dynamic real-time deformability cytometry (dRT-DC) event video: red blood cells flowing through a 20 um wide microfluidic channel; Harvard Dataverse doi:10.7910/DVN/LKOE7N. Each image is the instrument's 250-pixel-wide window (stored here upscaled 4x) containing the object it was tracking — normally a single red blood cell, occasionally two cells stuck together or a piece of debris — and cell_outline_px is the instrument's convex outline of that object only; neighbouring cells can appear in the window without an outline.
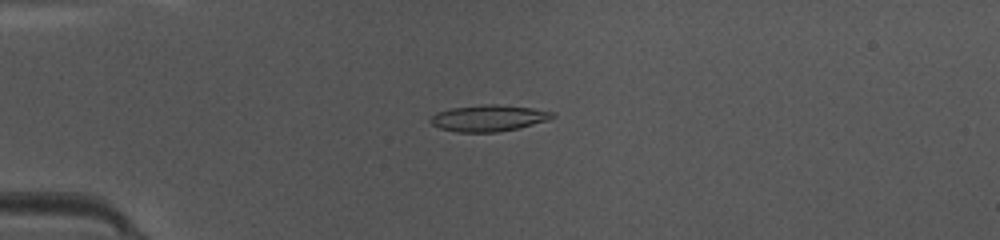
{"species": "common noctule bat (a hibernating species)", "species_latin": "Nyctalus noctula", "temperature_condition": "warm", "stored_images_in_passage": 37, "camera_frame_rate_fps": 3000, "um_per_image_px": 0.085, "animal": {"sex": "female", "body_mass_g": 10.0, "forearm_length_mm": 53.1}, "frame": {"image": 1, "passage_image": 2, "time_ms": 0.333, "image_size_px": [1000, 240], "cell_outline_px": [[556, 116], [548, 120], [520, 128], [496, 132], [456, 132], [440, 128], [432, 124], [428, 120], [436, 112], [452, 108], [484, 104], [496, 104], [532, 108], [556, 112]], "centroid_in_image_um": [41.55, 10.04], "position_along_channel_um": 43.4, "area_um2": 18.84}}
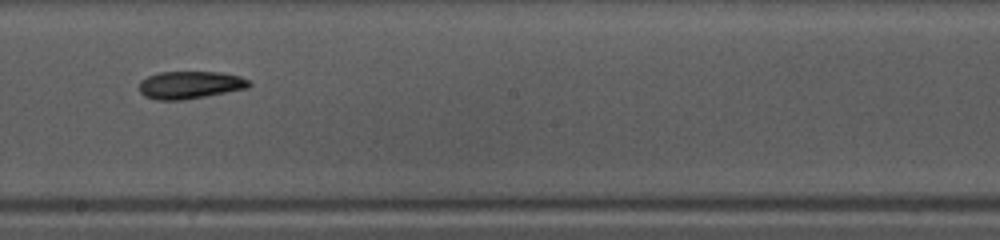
{"frame": {"image": 2, "passage_image": 17, "time_ms": 5.333, "image_size_px": [1000, 240], "cell_outline_px": [[252, 84], [248, 88], [204, 96], [180, 100], [156, 100], [144, 96], [140, 92], [140, 80], [148, 76], [160, 72], [224, 72], [240, 76], [248, 80]], "centroid_in_image_um": [16.15, 7.21], "position_along_channel_um": 232.0, "area_um2": 17.63}}
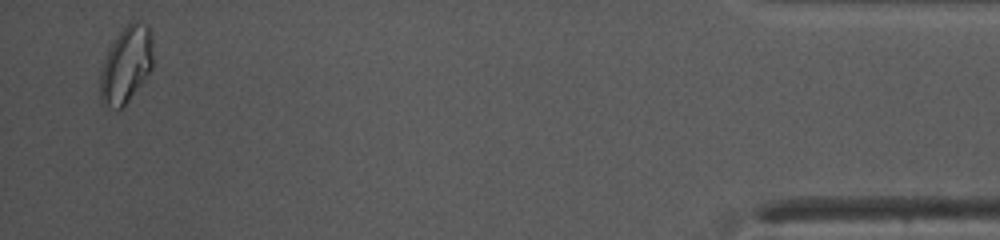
{"frame": {"image": 3, "passage_image": 36, "time_ms": 11.667, "image_size_px": [1000, 240], "cell_outline_px": [[152, 68], [144, 80], [124, 108], [116, 108], [104, 104], [100, 100], [100, 72], [108, 48], [124, 24], [132, 20], [140, 20], [148, 24], [152, 36]], "centroid_in_image_um": [10.73, 5.45], "position_along_channel_um": 424.5, "area_um2": 24.04}, "authors_computed_cell_mechanics": {"area_um2": 17.8024, "velocity_mm_per_s": 4.2051, "shape_relaxation_time_tau1_ms": null, "shape_relaxation_time_tau2_ms": 5.3928, "deformation_change_tau1": null, "deformation_change_tau2": 0.1171}}